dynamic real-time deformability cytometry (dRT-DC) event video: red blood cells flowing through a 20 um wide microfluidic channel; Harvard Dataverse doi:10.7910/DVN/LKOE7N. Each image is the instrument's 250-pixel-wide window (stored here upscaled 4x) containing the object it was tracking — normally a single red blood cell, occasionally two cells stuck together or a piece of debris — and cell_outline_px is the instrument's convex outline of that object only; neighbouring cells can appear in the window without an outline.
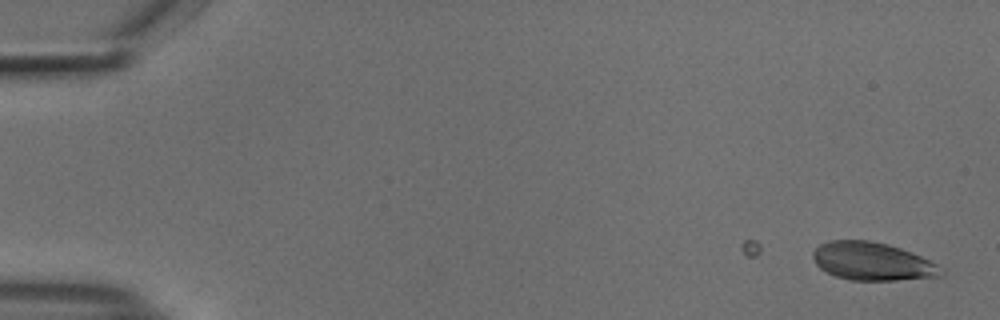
{"species": "common noctule bat (a hibernating species)", "species_latin": "Nyctalus noctula", "temperature_condition": "cold", "stored_images_in_passage": 49, "camera_frame_rate_fps": 3000, "um_per_image_px": 0.085, "animal": {"sex": "male", "body_mass_g": 18.8}, "frame": {"image": 1, "passage_image": 1, "time_ms": 0.0, "image_size_px": [1000, 320], "cell_outline_px": [[940, 276], [896, 280], [852, 280], [836, 276], [820, 268], [816, 264], [812, 256], [812, 252], [820, 244], [828, 240], [868, 240], [888, 244], [912, 252], [936, 264]], "centroid_in_image_um": [74.07, 22.2], "position_along_channel_um": 10.9, "area_um2": 27.98}}
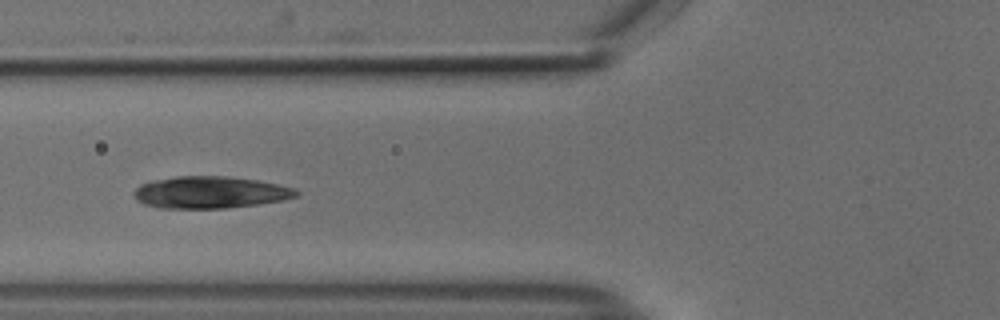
{"frame": {"image": 2, "passage_image": 20, "time_ms": 6.333, "image_size_px": [1000, 320], "cell_outline_px": [[300, 196], [284, 200], [256, 204], [224, 208], [160, 208], [144, 204], [136, 200], [132, 196], [132, 192], [140, 184], [152, 180], [176, 176], [228, 176], [256, 180], [296, 188], [300, 192]], "centroid_in_image_um": [17.85, 16.35], "position_along_channel_um": 108.0, "area_um2": 30.46}}
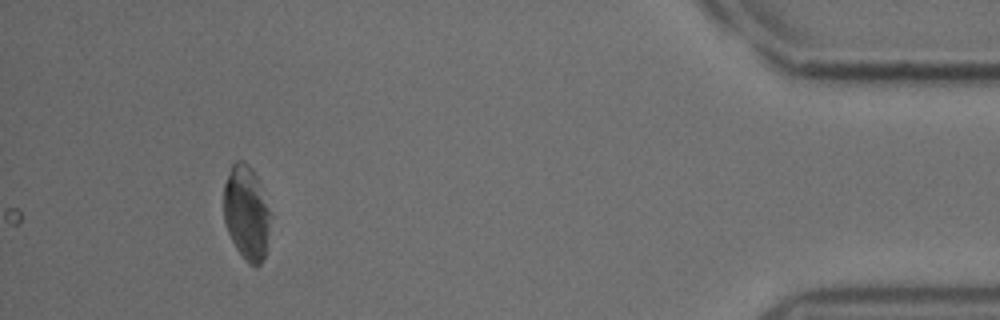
{"frame": {"image": 3, "passage_image": 49, "time_ms": 16.0, "image_size_px": [1000, 320], "cell_outline_px": [[272, 216], [264, 256], [260, 264], [256, 268], [248, 264], [244, 260], [236, 248], [224, 224], [224, 184], [228, 172], [232, 164], [236, 160], [244, 160], [252, 168], [256, 176]], "centroid_in_image_um": [20.94, 18.1], "position_along_channel_um": 414.3, "area_um2": 25.89}, "authors_computed_cell_mechanics": {"area_um2": 28.6688, "velocity_mm_per_s": 3.7513, "shape_relaxation_time_tau1_ms": 9.3153, "shape_relaxation_time_tau2_ms": 5.5237, "deformation_change_tau1": 0.1938, "deformation_change_tau2": 0.0752}}